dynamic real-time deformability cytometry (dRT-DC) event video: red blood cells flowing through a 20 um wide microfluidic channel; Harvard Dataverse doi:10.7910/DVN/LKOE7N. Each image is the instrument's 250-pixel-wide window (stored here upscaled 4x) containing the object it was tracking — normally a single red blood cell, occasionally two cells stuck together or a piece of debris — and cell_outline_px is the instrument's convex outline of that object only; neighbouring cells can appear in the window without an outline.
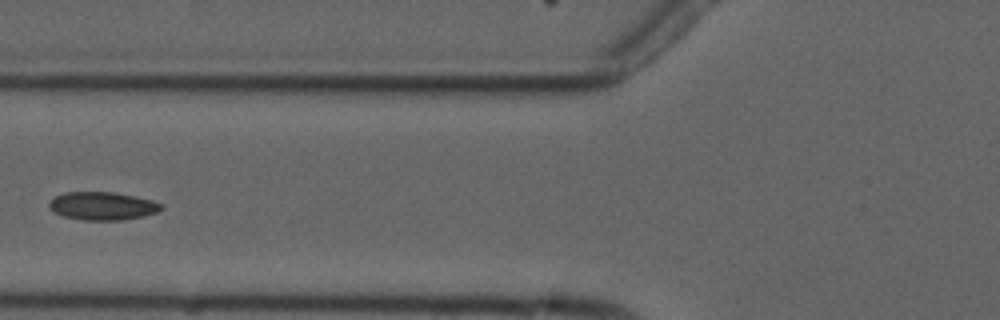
{"species": "common noctule bat (a hibernating species)", "species_latin": "Nyctalus noctula", "temperature_condition": "cold", "stored_images_in_passage": 8, "camera_frame_rate_fps": 3000, "um_per_image_px": 0.085, "animal": {"sex": "male", "forearm_length_mm": 52.5}, "frame": {"image": 1, "passage_image": 5, "time_ms": 5.667, "image_size_px": [1000, 320], "cell_outline_px": [[164, 208], [156, 212], [144, 216], [124, 220], [84, 220], [64, 216], [56, 212], [48, 204], [56, 196], [64, 192], [112, 192], [152, 200], [164, 204]], "centroid_in_image_um": [8.77, 17.51], "position_along_channel_um": 117.0, "area_um2": 18.15}}
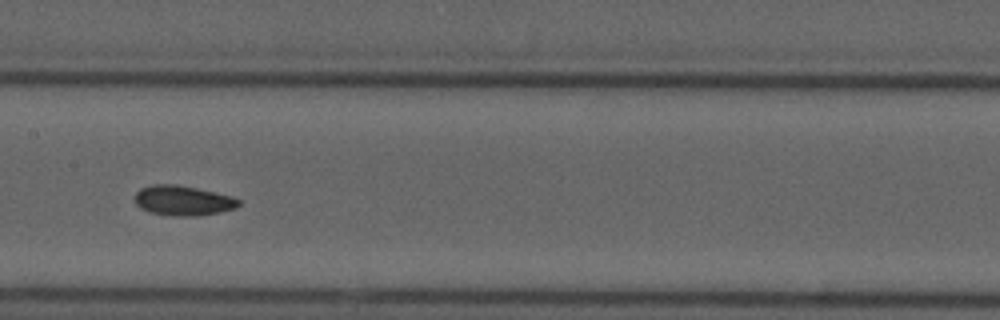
{"frame": {"image": 2, "passage_image": 7, "time_ms": 7.667, "image_size_px": [1000, 320], "cell_outline_px": [[240, 204], [236, 208], [220, 212], [196, 216], [176, 216], [148, 212], [140, 208], [136, 204], [136, 192], [140, 188], [152, 184], [176, 184], [196, 188], [232, 196], [240, 200]], "centroid_in_image_um": [15.55, 17.05], "position_along_channel_um": 191.9, "area_um2": 18.15}}
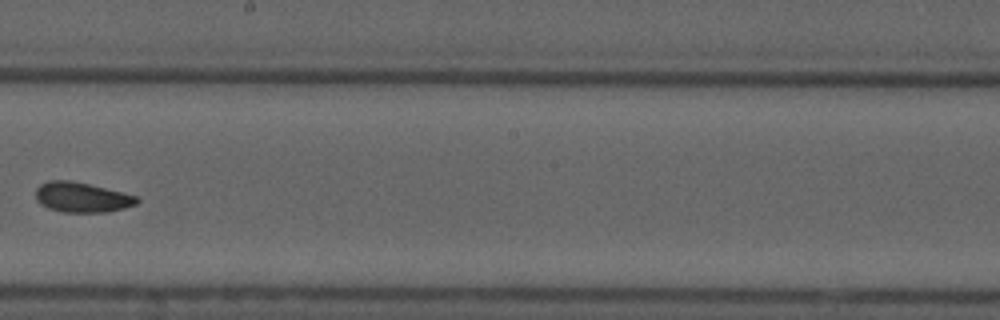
{"frame": {"image": 3, "passage_image": 8, "time_ms": 9.0, "image_size_px": [1000, 320], "cell_outline_px": [[140, 200], [136, 204], [124, 208], [104, 212], [64, 212], [48, 208], [40, 204], [36, 200], [36, 188], [40, 184], [48, 180], [68, 180], [88, 184], [136, 196]], "centroid_in_image_um": [6.91, 16.77], "position_along_channel_um": 241.3, "area_um2": 17.51}}